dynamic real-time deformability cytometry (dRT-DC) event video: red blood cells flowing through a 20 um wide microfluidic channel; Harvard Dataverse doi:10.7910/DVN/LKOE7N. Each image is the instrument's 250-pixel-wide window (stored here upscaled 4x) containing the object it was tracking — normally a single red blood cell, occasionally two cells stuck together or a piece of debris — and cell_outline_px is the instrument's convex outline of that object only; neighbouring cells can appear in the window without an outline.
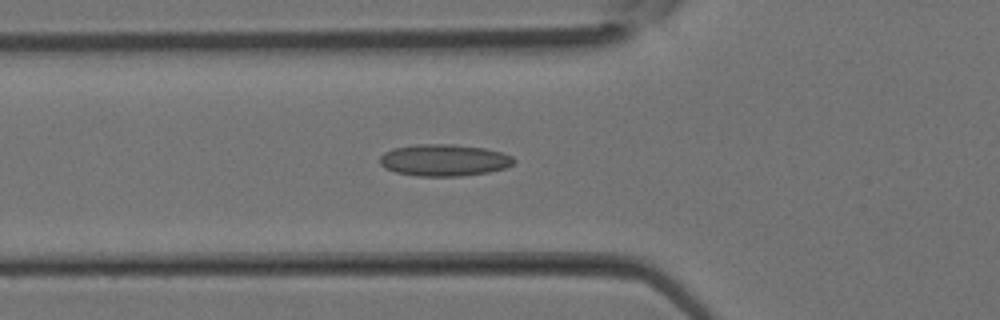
{"species": "Egyptian fruit bat (a non-hibernating species)", "species_latin": "Rousettus aegyptiacus", "temperature_condition": "room temperature", "stored_images_in_passage": 32, "camera_frame_rate_fps": 3000, "um_per_image_px": 0.085, "animal": {"sex": "female"}, "frame": {"image": 1, "passage_image": 11, "time_ms": 3.333, "image_size_px": [1000, 320], "cell_outline_px": [[516, 160], [512, 164], [504, 168], [488, 172], [460, 176], [416, 176], [396, 172], [384, 168], [380, 164], [380, 156], [384, 152], [392, 148], [416, 144], [448, 144], [484, 148], [500, 152], [512, 156]], "centroid_in_image_um": [37.7, 13.61], "position_along_channel_um": 88.1, "area_um2": 24.8}}
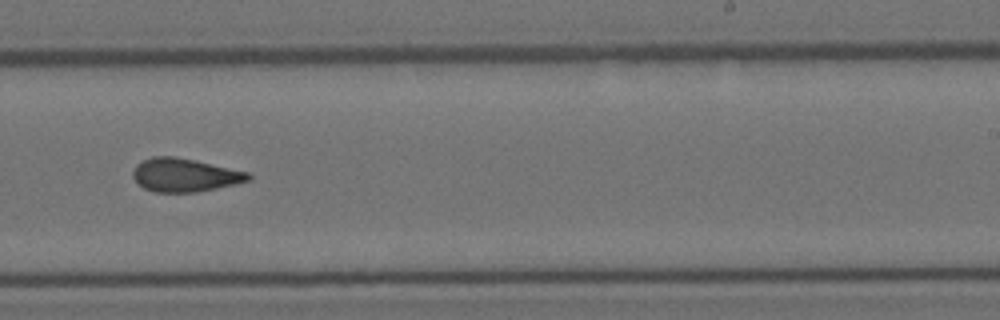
{"frame": {"image": 2, "passage_image": 20, "time_ms": 6.333, "image_size_px": [1000, 320], "cell_outline_px": [[252, 180], [236, 184], [196, 192], [156, 192], [144, 188], [136, 184], [132, 176], [132, 172], [136, 164], [152, 156], [176, 156], [196, 160], [248, 172], [252, 176]], "centroid_in_image_um": [15.69, 14.87], "position_along_channel_um": 273.3, "area_um2": 22.66}}
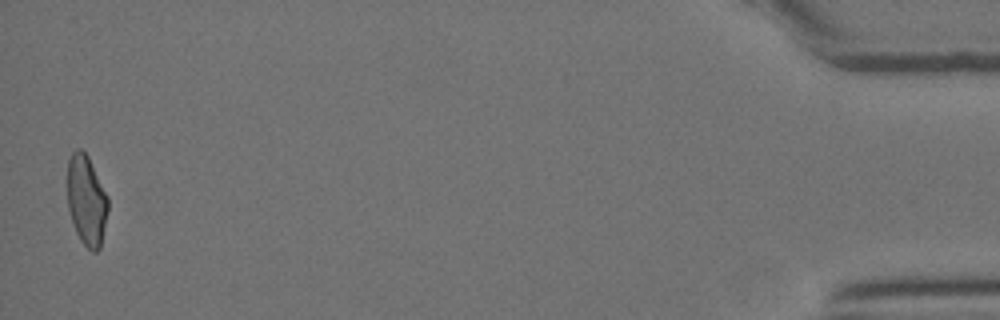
{"frame": {"image": 3, "passage_image": 32, "time_ms": 10.333, "image_size_px": [1000, 320], "cell_outline_px": [[108, 212], [100, 248], [96, 252], [92, 252], [80, 240], [76, 232], [68, 208], [68, 160], [72, 152], [76, 148], [80, 148], [88, 156], [108, 196]], "centroid_in_image_um": [7.36, 17.03], "position_along_channel_um": 427.8, "area_um2": 21.33}}